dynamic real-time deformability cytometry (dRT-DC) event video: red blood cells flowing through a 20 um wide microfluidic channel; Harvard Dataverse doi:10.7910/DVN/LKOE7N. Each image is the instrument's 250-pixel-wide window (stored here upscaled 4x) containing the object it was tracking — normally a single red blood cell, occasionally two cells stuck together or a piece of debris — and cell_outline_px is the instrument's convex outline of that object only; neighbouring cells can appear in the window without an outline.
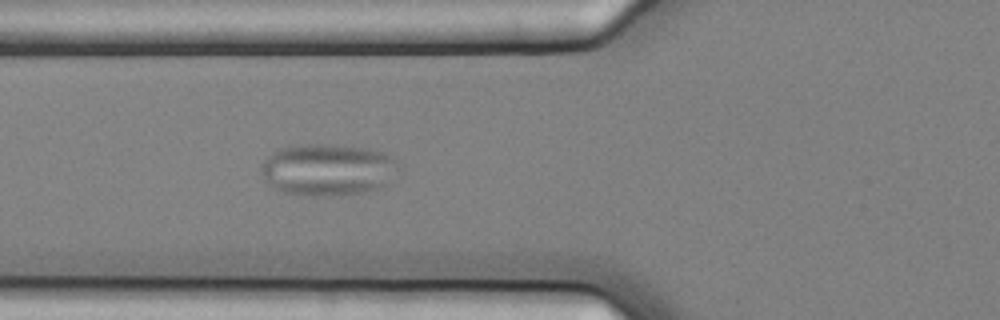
{"species": "common noctule bat (a hibernating species)", "species_latin": "Nyctalus noctula", "temperature_condition": "cold", "stored_images_in_passage": 6, "camera_frame_rate_fps": 3000, "um_per_image_px": 0.085, "animal": {"sex": "female", "body_mass_g": 25.1}, "frame": {"image": 1, "passage_image": 6, "time_ms": 1.667, "image_size_px": [1000, 320], "cell_outline_px": [[396, 160], [384, 184], [380, 188], [360, 192], [332, 196], [312, 196], [284, 192], [272, 188], [264, 180], [260, 168], [260, 164], [272, 152], [280, 148], [300, 144], [324, 144], [368, 148], [384, 152], [396, 156]], "centroid_in_image_um": [27.74, 14.41], "position_along_channel_um": 98.1, "area_um2": 41.15}}